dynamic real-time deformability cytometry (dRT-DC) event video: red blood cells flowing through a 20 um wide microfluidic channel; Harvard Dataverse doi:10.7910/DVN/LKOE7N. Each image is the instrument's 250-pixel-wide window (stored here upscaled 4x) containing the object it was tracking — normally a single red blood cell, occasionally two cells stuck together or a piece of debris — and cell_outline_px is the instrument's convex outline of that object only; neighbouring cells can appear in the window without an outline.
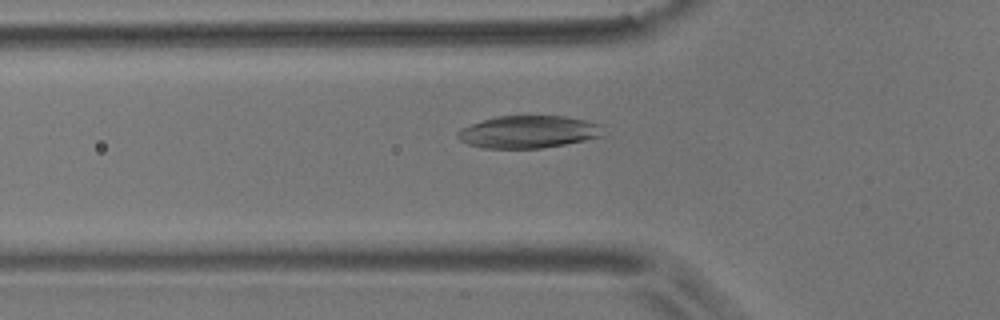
{"species": "common noctule bat (a hibernating species)", "species_latin": "Nyctalus noctula", "temperature_condition": "room temperature", "stored_images_in_passage": 44, "camera_frame_rate_fps": 3000, "um_per_image_px": 0.085, "animal": {"sex": "male", "body_mass_g": 17.9}, "frame": {"image": 1, "passage_image": 16, "time_ms": 5.0, "image_size_px": [1000, 320], "cell_outline_px": [[604, 136], [564, 144], [540, 148], [484, 148], [468, 144], [460, 140], [456, 136], [456, 132], [460, 128], [496, 116], [564, 116], [604, 124]], "centroid_in_image_um": [44.94, 11.2], "position_along_channel_um": 80.9, "area_um2": 27.57}}
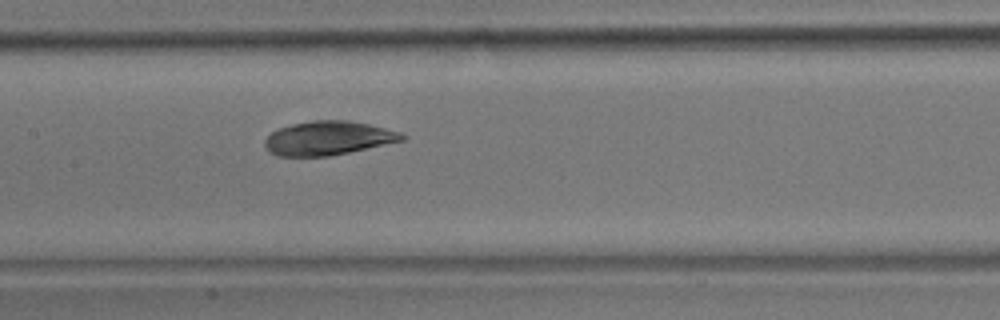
{"frame": {"image": 2, "passage_image": 24, "time_ms": 7.667, "image_size_px": [1000, 320], "cell_outline_px": [[408, 136], [404, 140], [348, 152], [328, 156], [280, 156], [268, 152], [264, 144], [264, 140], [272, 132], [280, 128], [292, 124], [312, 120], [348, 120], [368, 124], [400, 132]], "centroid_in_image_um": [27.88, 11.74], "position_along_channel_um": 179.5, "area_um2": 26.93}}
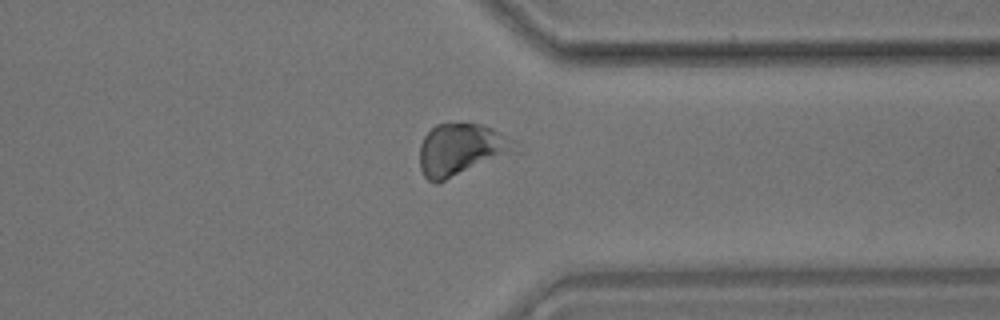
{"frame": {"image": 3, "passage_image": 40, "time_ms": 13.0, "image_size_px": [1000, 320], "cell_outline_px": [[520, 152], [436, 184], [428, 180], [424, 176], [420, 168], [420, 144], [424, 136], [436, 124], [484, 124], [516, 140]], "centroid_in_image_um": [39.27, 12.74], "position_along_channel_um": 372.1, "area_um2": 29.54}, "authors_computed_cell_mechanics": {"area_um2": 28.0908, "velocity_mm_per_s": 3.6679, "shape_relaxation_time_tau1_ms": 2.7239, "shape_relaxation_time_tau2_ms": 4.5836, "deformation_change_tau1": 0.0612, "deformation_change_tau2": 0.1025}}